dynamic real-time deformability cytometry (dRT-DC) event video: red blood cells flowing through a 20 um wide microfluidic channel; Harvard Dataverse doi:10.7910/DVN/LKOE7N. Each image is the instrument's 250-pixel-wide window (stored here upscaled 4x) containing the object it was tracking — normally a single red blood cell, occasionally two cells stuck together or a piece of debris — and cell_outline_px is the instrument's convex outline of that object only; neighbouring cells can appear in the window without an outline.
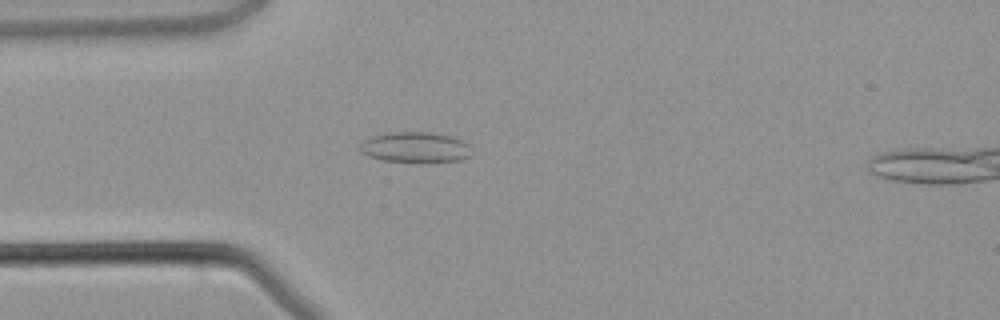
{"species": "common noctule bat (a hibernating species)", "species_latin": "Nyctalus noctula", "temperature_condition": "warm", "stored_images_in_passage": 43, "camera_frame_rate_fps": 3000, "um_per_image_px": 0.085, "animal": {"sex": "male", "body_mass_g": 21.5, "forearm_length_mm": 52.0}, "frame": {"image": 1, "passage_image": 11, "time_ms": 3.333, "image_size_px": [1000, 320], "cell_outline_px": [[468, 156], [456, 160], [428, 164], [420, 164], [384, 160], [368, 156], [360, 152], [360, 144], [364, 140], [372, 136], [388, 132], [428, 132], [452, 136], [468, 144]], "centroid_in_image_um": [35.24, 12.54], "position_along_channel_um": 49.8, "area_um2": 20.11}}
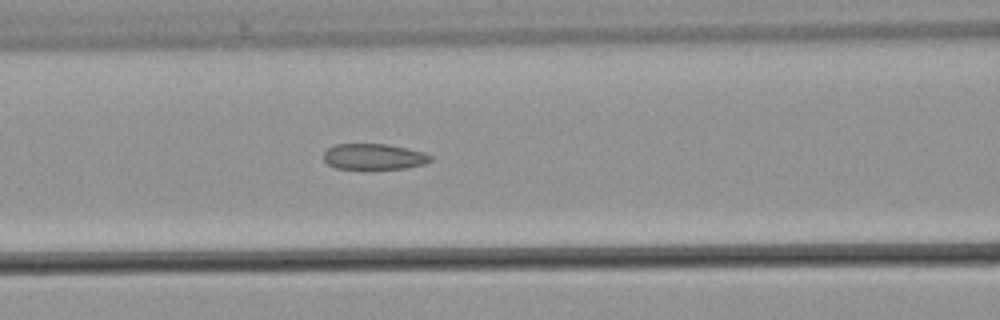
{"frame": {"image": 2, "passage_image": 17, "time_ms": 5.333, "image_size_px": [1000, 320], "cell_outline_px": [[432, 160], [424, 164], [404, 168], [336, 168], [328, 164], [324, 160], [324, 152], [328, 148], [336, 144], [388, 144], [424, 152], [432, 156]], "centroid_in_image_um": [31.79, 13.3], "position_along_channel_um": 134.8, "area_um2": 15.9}}
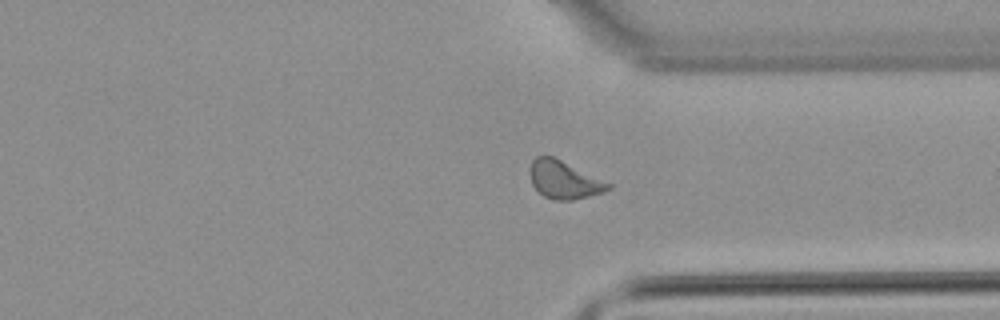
{"frame": {"image": 3, "passage_image": 32, "time_ms": 10.333, "image_size_px": [1000, 320], "cell_outline_px": [[612, 188], [588, 196], [572, 200], [552, 200], [544, 196], [532, 184], [532, 160], [536, 156], [552, 156], [612, 184]], "centroid_in_image_um": [47.96, 15.29], "position_along_channel_um": 363.4, "area_um2": 16.7}}